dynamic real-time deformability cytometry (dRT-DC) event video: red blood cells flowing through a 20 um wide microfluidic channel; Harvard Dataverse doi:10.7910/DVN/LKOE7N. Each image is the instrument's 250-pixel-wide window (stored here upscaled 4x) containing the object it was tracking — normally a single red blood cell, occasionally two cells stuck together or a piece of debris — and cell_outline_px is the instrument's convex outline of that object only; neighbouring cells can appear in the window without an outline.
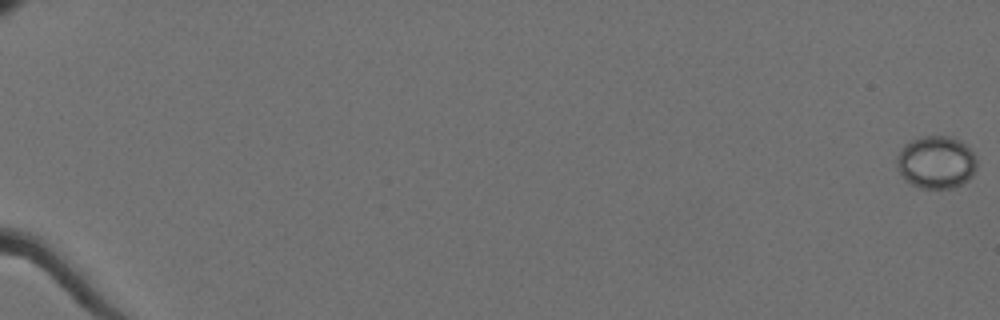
{"species": "Egyptian fruit bat (a non-hibernating species)", "species_latin": "Rousettus aegyptiacus", "temperature_condition": "cold", "stored_images_in_passage": 61, "camera_frame_rate_fps": 3000, "um_per_image_px": 0.085, "animal": {"sex": "female"}, "frame": {"image": 1, "passage_image": 1, "time_ms": 0.0, "image_size_px": [1000, 320], "cell_outline_px": [[976, 168], [972, 176], [968, 180], [952, 188], [920, 188], [912, 184], [896, 168], [896, 160], [904, 144], [920, 136], [948, 136], [960, 140], [976, 156]], "centroid_in_image_um": [79.58, 13.78], "position_along_channel_um": 5.4, "area_um2": 24.39}}
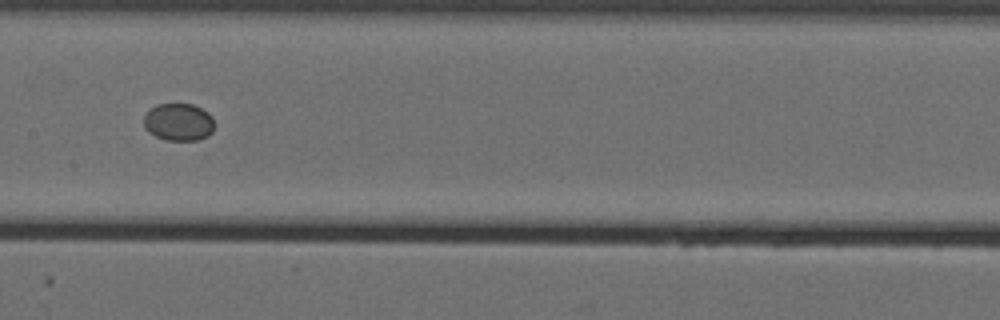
{"frame": {"image": 2, "passage_image": 35, "time_ms": 11.333, "image_size_px": [1000, 320], "cell_outline_px": [[212, 132], [208, 136], [196, 140], [164, 140], [148, 132], [144, 128], [144, 116], [156, 104], [192, 104], [208, 112], [212, 116]], "centroid_in_image_um": [15.16, 10.38], "position_along_channel_um": 192.2, "area_um2": 15.32}}
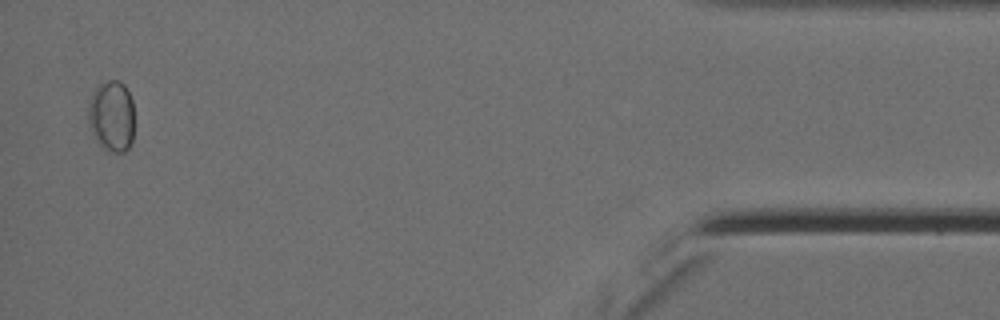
{"frame": {"image": 3, "passage_image": 60, "time_ms": 19.667, "image_size_px": [1000, 320], "cell_outline_px": [[132, 144], [124, 152], [108, 152], [96, 140], [88, 124], [88, 104], [92, 92], [100, 84], [108, 80], [120, 80], [124, 84], [132, 100]], "centroid_in_image_um": [9.47, 9.86], "position_along_channel_um": 425.7, "area_um2": 19.13}}